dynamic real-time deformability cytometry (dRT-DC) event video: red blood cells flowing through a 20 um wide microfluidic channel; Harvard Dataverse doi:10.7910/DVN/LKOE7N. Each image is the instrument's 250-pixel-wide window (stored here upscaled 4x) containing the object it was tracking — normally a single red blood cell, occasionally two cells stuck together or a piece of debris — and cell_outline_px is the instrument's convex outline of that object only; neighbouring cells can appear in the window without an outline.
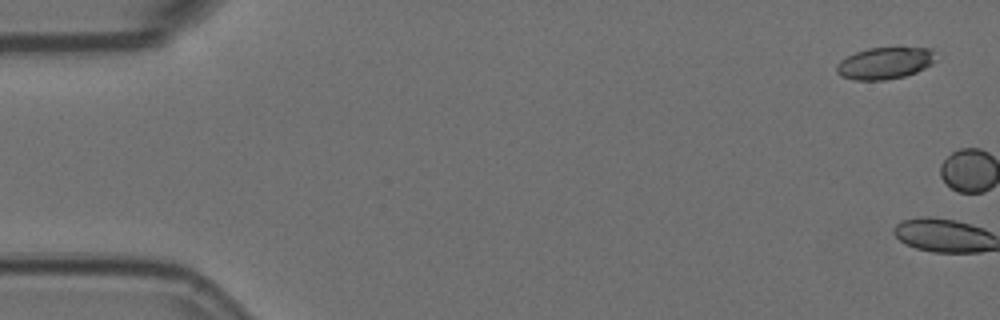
{"species": "Egyptian fruit bat (a non-hibernating species)", "species_latin": "Rousettus aegyptiacus", "temperature_condition": "room temperature", "stored_images_in_passage": 9, "camera_frame_rate_fps": 3000, "um_per_image_px": 0.085, "animal": {"sex": "female"}, "frame": {"image": 1, "passage_image": 1, "time_ms": 0.0, "image_size_px": [1000, 320], "cell_outline_px": [[936, 60], [932, 64], [916, 72], [904, 76], [884, 80], [856, 80], [840, 76], [836, 72], [836, 64], [840, 60], [856, 52], [868, 48], [932, 48]], "centroid_in_image_um": [75.19, 5.37], "position_along_channel_um": 9.8, "area_um2": 18.32}}